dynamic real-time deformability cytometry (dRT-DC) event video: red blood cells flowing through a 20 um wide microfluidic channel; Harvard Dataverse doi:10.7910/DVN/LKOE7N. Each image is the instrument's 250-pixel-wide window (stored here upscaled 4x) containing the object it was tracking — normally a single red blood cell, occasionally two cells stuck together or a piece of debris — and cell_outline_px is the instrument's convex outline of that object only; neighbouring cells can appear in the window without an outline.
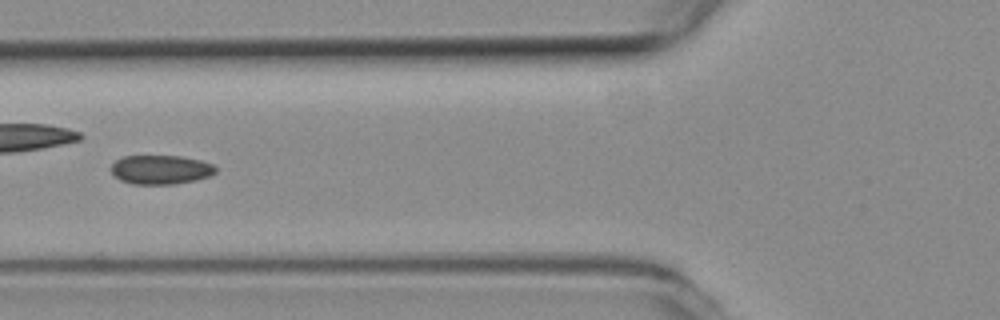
{"species": "common noctule bat (a hibernating species)", "species_latin": "Nyctalus noctula", "temperature_condition": "room temperature", "stored_images_in_passage": 8, "camera_frame_rate_fps": 3000, "um_per_image_px": 0.085, "animal": {"sex": "female", "body_mass_g": 19.3, "forearm_length_mm": 54.1}, "frame": {"image": 1, "passage_image": 5, "time_ms": 1.333, "image_size_px": [1000, 320], "cell_outline_px": [[216, 172], [208, 176], [196, 180], [176, 184], [132, 184], [120, 180], [108, 168], [116, 160], [124, 156], [180, 156], [200, 160], [212, 164], [216, 168]], "centroid_in_image_um": [13.64, 14.42], "position_along_channel_um": 112.2, "area_um2": 17.74}}
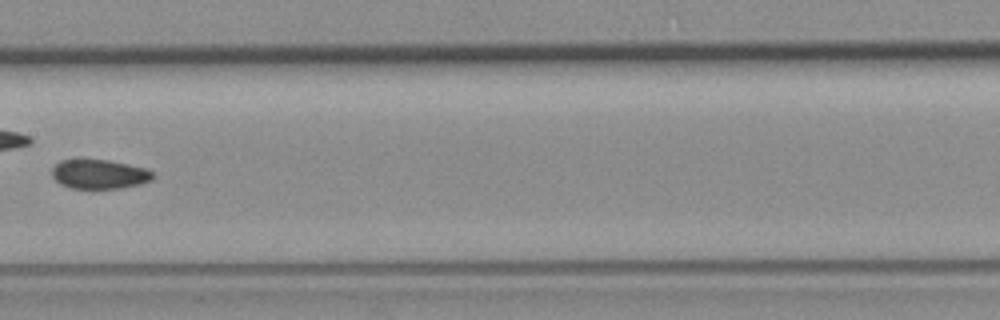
{"frame": {"image": 2, "passage_image": 7, "time_ms": 2.0, "image_size_px": [1000, 320], "cell_outline_px": [[156, 176], [152, 180], [140, 184], [120, 188], [72, 188], [60, 184], [52, 176], [52, 168], [60, 160], [76, 156], [80, 156], [108, 160], [144, 168], [152, 172]], "centroid_in_image_um": [8.38, 14.75], "position_along_channel_um": 199.0, "area_um2": 17.8}}
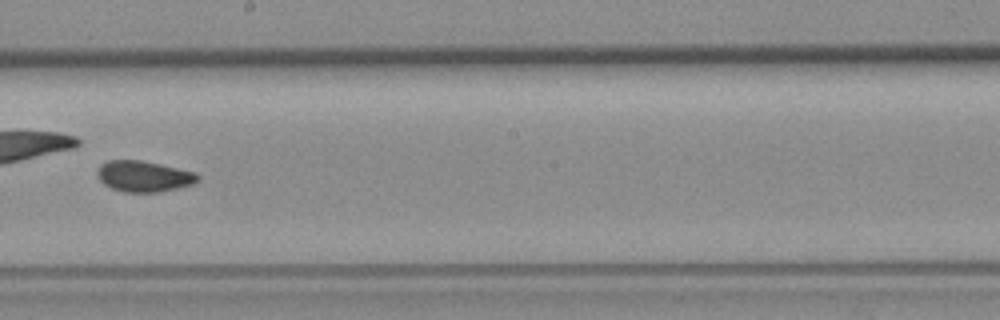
{"frame": {"image": 3, "passage_image": 8, "time_ms": 2.333, "image_size_px": [1000, 320], "cell_outline_px": [[200, 180], [196, 184], [160, 192], [124, 192], [112, 188], [104, 184], [100, 180], [96, 172], [100, 164], [108, 160], [140, 160], [160, 164], [196, 172], [200, 176]], "centroid_in_image_um": [12.26, 14.99], "position_along_channel_um": 235.9, "area_um2": 18.32}}